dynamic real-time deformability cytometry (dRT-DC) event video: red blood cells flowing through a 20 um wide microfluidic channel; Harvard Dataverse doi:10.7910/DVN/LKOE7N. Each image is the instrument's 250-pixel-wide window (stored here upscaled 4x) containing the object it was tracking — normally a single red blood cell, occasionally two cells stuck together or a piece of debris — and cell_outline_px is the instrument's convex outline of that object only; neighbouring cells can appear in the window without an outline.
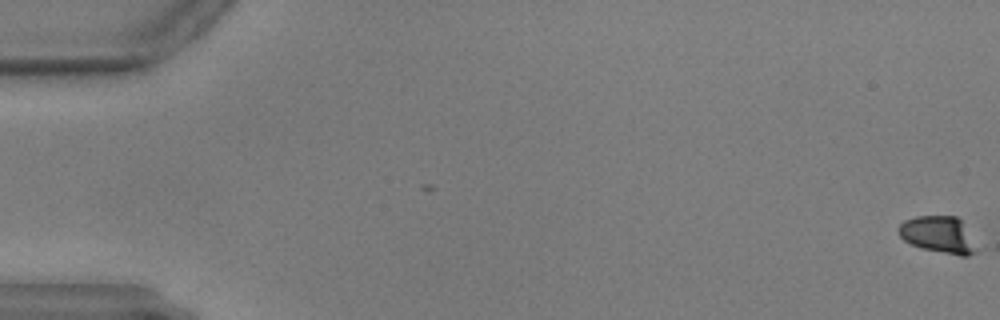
{"species": "common noctule bat (a hibernating species)", "species_latin": "Nyctalus noctula", "temperature_condition": "warm", "stored_images_in_passage": 2, "camera_frame_rate_fps": 3000, "um_per_image_px": 0.085, "animal": {"sex": "male", "body_mass_g": 17.9, "forearm_length_mm": 54.2}, "frame": {"image": 1, "passage_image": 2, "time_ms": 0.333, "image_size_px": [1000, 320], "cell_outline_px": [[976, 252], [968, 256], [960, 256], [920, 248], [904, 240], [900, 236], [896, 228], [904, 220], [916, 216], [956, 216], [960, 220], [976, 248]], "centroid_in_image_um": [79.7, 19.95], "position_along_channel_um": 5.3, "area_um2": 16.47}}